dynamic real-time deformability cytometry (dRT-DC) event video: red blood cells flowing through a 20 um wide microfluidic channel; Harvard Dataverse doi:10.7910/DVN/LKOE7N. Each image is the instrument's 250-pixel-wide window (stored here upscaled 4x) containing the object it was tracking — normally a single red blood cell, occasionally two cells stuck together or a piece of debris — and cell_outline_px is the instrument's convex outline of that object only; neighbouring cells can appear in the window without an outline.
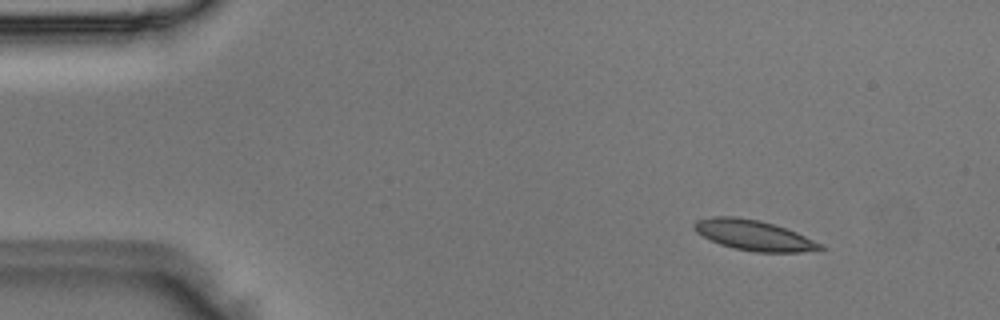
{"species": "Egyptian fruit bat (a non-hibernating species)", "species_latin": "Rousettus aegyptiacus", "temperature_condition": "room temperature", "stored_images_in_passage": 4, "camera_frame_rate_fps": 3000, "um_per_image_px": 0.085, "animal": {"sex": "male"}, "frame": {"image": 1, "passage_image": 1, "time_ms": 0.0, "image_size_px": [1000, 320], "cell_outline_px": [[828, 248], [800, 252], [756, 252], [732, 248], [720, 244], [696, 232], [692, 228], [692, 224], [696, 220], [712, 216], [736, 216], [760, 220], [796, 232], [824, 244]], "centroid_in_image_um": [64.07, 19.99], "position_along_channel_um": 20.9, "area_um2": 22.37}}